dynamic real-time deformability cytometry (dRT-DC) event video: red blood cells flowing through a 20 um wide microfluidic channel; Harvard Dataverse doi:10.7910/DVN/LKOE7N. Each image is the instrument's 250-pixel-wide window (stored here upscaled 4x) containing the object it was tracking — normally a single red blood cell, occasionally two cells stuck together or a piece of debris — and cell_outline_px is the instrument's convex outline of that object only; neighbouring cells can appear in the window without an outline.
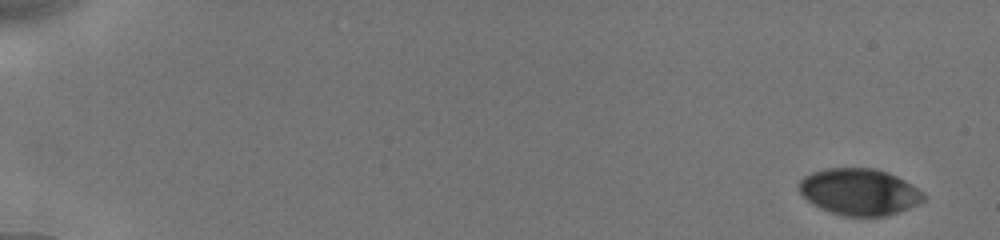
{"species": "human", "species_latin": "Homo sapiens", "temperature_condition": "cold", "stored_images_in_passage": 20, "camera_frame_rate_fps": 3000, "um_per_image_px": 0.085, "donor": {"sex": "male"}, "frame": {"image": 1, "passage_image": 1, "time_ms": 0.0, "image_size_px": [1000, 240], "cell_outline_px": [[928, 196], [924, 200], [908, 208], [884, 216], [844, 216], [820, 208], [812, 204], [800, 192], [800, 180], [804, 176], [812, 172], [824, 168], [876, 168], [888, 172], [912, 184], [924, 192]], "centroid_in_image_um": [73.06, 16.29], "position_along_channel_um": 11.9, "area_um2": 33.76}}
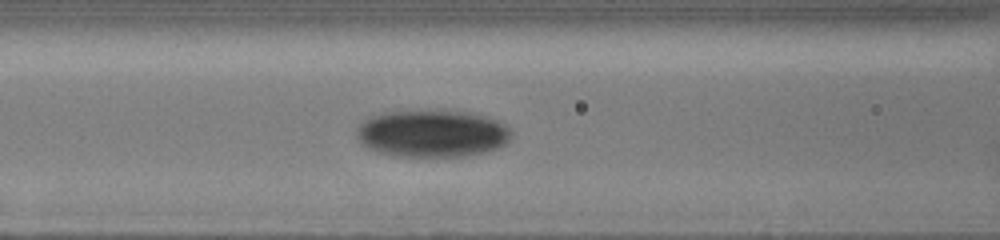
{"frame": {"image": 2, "passage_image": 15, "time_ms": 7.667, "image_size_px": [1000, 240], "cell_outline_px": [[512, 136], [504, 144], [496, 148], [484, 152], [464, 156], [392, 156], [376, 152], [360, 144], [356, 136], [356, 128], [368, 116], [384, 112], [444, 108], [452, 108], [472, 112], [496, 120], [504, 124], [512, 132]], "centroid_in_image_um": [36.69, 11.31], "position_along_channel_um": 129.9, "area_um2": 43.75}}
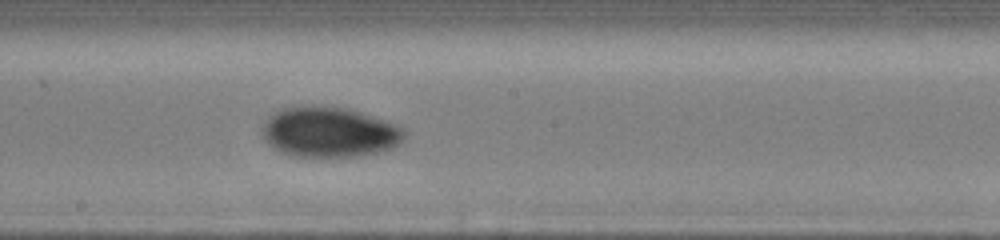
{"frame": {"image": 3, "passage_image": 20, "time_ms": 10.0, "image_size_px": [1000, 240], "cell_outline_px": [[404, 140], [400, 144], [392, 148], [360, 156], [296, 156], [280, 152], [264, 140], [264, 124], [268, 116], [280, 108], [344, 108], [360, 112], [396, 124], [404, 128]], "centroid_in_image_um": [28.02, 11.26], "position_along_channel_um": 220.2, "area_um2": 40.69}}